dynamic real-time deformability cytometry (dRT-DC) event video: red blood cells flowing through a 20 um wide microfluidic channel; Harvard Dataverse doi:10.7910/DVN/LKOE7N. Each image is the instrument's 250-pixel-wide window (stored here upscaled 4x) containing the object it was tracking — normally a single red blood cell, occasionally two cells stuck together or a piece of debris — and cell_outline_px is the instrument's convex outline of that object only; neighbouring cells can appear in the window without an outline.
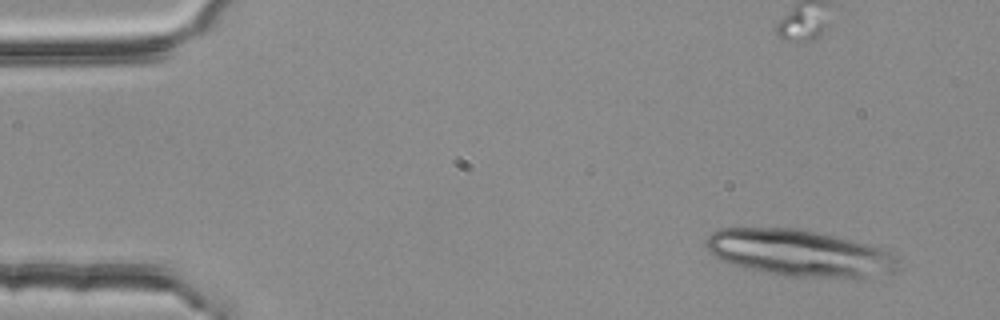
{"species": "common noctule bat (a hibernating species)", "species_latin": "Nyctalus noctula", "temperature_condition": "room temperature", "stored_images_in_passage": 3, "camera_frame_rate_fps": 3000, "um_per_image_px": 0.085, "animal": {"sex": "female", "body_mass_g": 25.1}, "frame": {"image": 1, "passage_image": 1, "time_ms": 0.0, "image_size_px": [1000, 320], "cell_outline_px": [[900, 268], [896, 272], [872, 280], [844, 280], [784, 276], [748, 268], [732, 264], [708, 252], [704, 244], [704, 240], [712, 232], [720, 228], [800, 228], [852, 240], [884, 248], [892, 252], [900, 260]], "centroid_in_image_um": [68.12, 21.56], "position_along_channel_um": 16.9, "area_um2": 53.93}}